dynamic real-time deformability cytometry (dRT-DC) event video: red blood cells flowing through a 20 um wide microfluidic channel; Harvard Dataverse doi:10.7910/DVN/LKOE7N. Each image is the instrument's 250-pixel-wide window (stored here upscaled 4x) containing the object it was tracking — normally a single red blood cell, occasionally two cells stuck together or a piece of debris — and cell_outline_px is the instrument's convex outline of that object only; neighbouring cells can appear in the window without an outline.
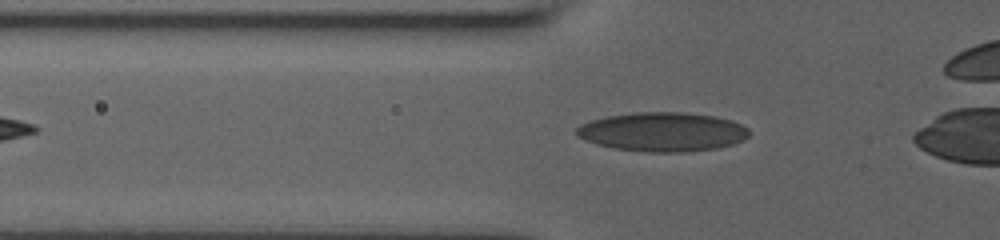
{"species": "human", "species_latin": "Homo sapiens", "temperature_condition": "room temperature", "stored_images_in_passage": 40, "camera_frame_rate_fps": 3000, "um_per_image_px": 0.085, "donor": {"sex": "male"}, "frame": {"image": 1, "passage_image": 6, "time_ms": 1.667, "image_size_px": [1000, 240], "cell_outline_px": [[748, 136], [732, 144], [716, 148], [684, 152], [644, 152], [616, 148], [596, 144], [580, 136], [576, 132], [576, 128], [580, 124], [592, 120], [608, 116], [636, 112], [684, 112], [716, 116], [732, 120], [748, 128]], "centroid_in_image_um": [56.33, 11.2], "position_along_channel_um": 69.5, "area_um2": 39.07}}
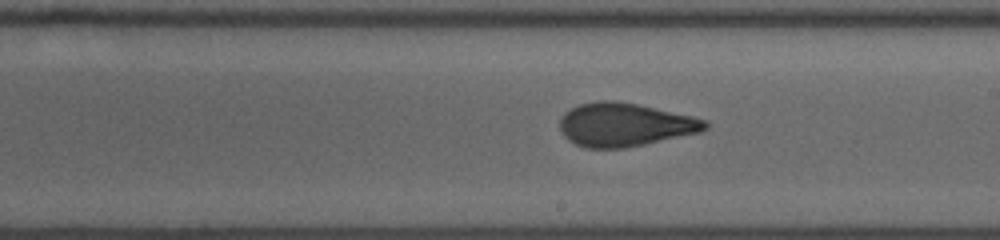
{"frame": {"image": 2, "passage_image": 20, "time_ms": 6.0, "image_size_px": [1000, 240], "cell_outline_px": [[708, 128], [700, 132], [644, 144], [624, 148], [584, 148], [568, 140], [560, 132], [560, 116], [564, 112], [580, 104], [596, 100], [612, 100], [636, 104], [692, 116], [708, 120]], "centroid_in_image_um": [53.07, 10.6], "position_along_channel_um": 235.9, "area_um2": 36.76}}
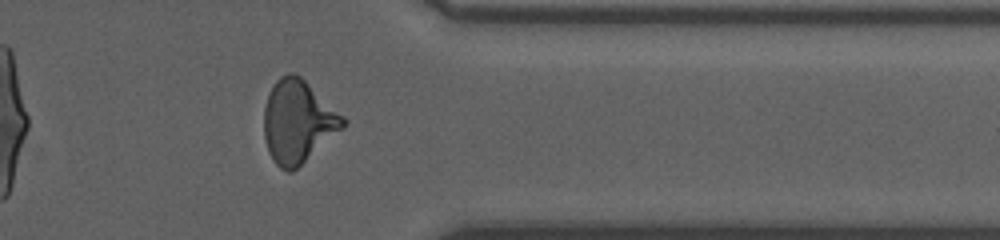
{"frame": {"image": 3, "passage_image": 33, "time_ms": 10.0, "image_size_px": [1000, 240], "cell_outline_px": [[344, 128], [292, 172], [288, 172], [280, 168], [272, 160], [268, 152], [264, 136], [264, 108], [268, 92], [272, 84], [280, 76], [288, 72], [292, 72], [300, 76], [344, 116]], "centroid_in_image_um": [25.29, 10.33], "position_along_channel_um": 386.1, "area_um2": 38.09}, "authors_computed_cell_mechanics": {"area_um2": 36.703, "velocity_mm_per_s": 3.9036, "shape_relaxation_time_tau1_ms": 9.6683, "shape_relaxation_time_tau2_ms": 1.0382, "deformation_change_tau1": 0.2283, "deformation_change_tau2": 0.0703}}